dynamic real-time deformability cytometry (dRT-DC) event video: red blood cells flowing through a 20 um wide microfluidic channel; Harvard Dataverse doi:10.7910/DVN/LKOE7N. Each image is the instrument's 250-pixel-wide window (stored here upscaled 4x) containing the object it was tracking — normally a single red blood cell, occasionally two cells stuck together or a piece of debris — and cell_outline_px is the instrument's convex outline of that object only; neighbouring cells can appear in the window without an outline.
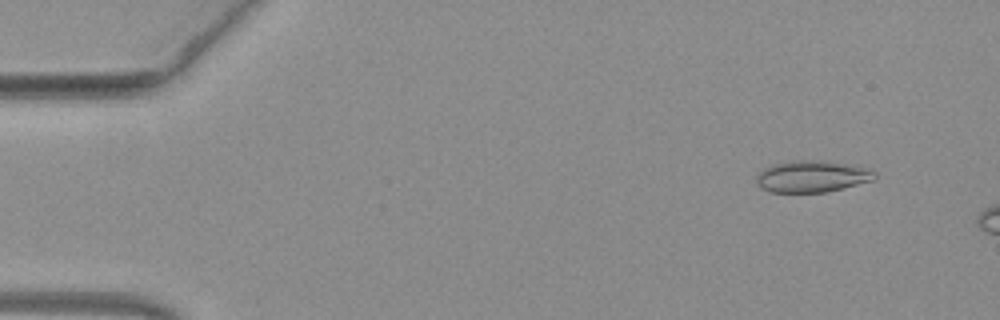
{"species": "common noctule bat (a hibernating species)", "species_latin": "Nyctalus noctula", "temperature_condition": "warm", "stored_images_in_passage": 48, "camera_frame_rate_fps": 3000, "um_per_image_px": 0.085, "animal": {"sex": "female", "body_mass_g": 19.3, "forearm_length_mm": 54.1}, "frame": {"image": 1, "passage_image": 5, "time_ms": 1.333, "image_size_px": [1000, 320], "cell_outline_px": [[876, 180], [844, 188], [824, 192], [768, 192], [760, 188], [756, 180], [756, 176], [764, 168], [772, 164], [796, 160], [820, 160], [872, 168], [876, 172]], "centroid_in_image_um": [69.05, 15.0], "position_along_channel_um": 15.9, "area_um2": 22.08}}
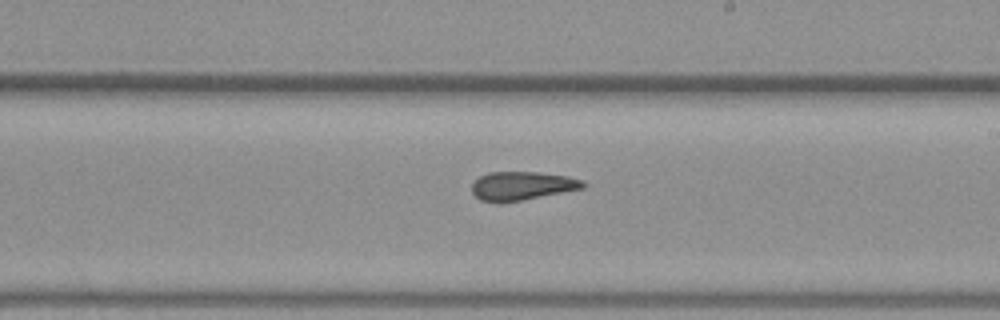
{"frame": {"image": 2, "passage_image": 30, "time_ms": 9.667, "image_size_px": [1000, 320], "cell_outline_px": [[588, 184], [584, 188], [500, 204], [496, 204], [480, 200], [472, 192], [472, 184], [480, 176], [488, 172], [540, 172], [568, 176], [584, 180]], "centroid_in_image_um": [44.37, 15.8], "position_along_channel_um": 244.6, "area_um2": 18.79}}
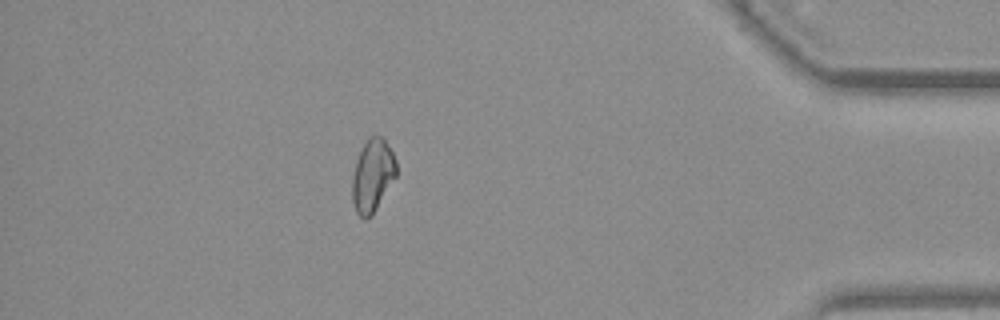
{"frame": {"image": 3, "passage_image": 45, "time_ms": 14.667, "image_size_px": [1000, 320], "cell_outline_px": [[396, 176], [372, 216], [364, 220], [356, 212], [352, 200], [352, 176], [356, 160], [368, 136], [384, 136], [396, 160]], "centroid_in_image_um": [31.66, 14.92], "position_along_channel_um": 403.5, "area_um2": 18.79}, "authors_computed_cell_mechanics": {"area_um2": 19.0451, "velocity_mm_per_s": 4.0788, "shape_relaxation_time_tau1_ms": null, "shape_relaxation_time_tau2_ms": 1.8266, "deformation_change_tau1": null, "deformation_change_tau2": 0.0688}}